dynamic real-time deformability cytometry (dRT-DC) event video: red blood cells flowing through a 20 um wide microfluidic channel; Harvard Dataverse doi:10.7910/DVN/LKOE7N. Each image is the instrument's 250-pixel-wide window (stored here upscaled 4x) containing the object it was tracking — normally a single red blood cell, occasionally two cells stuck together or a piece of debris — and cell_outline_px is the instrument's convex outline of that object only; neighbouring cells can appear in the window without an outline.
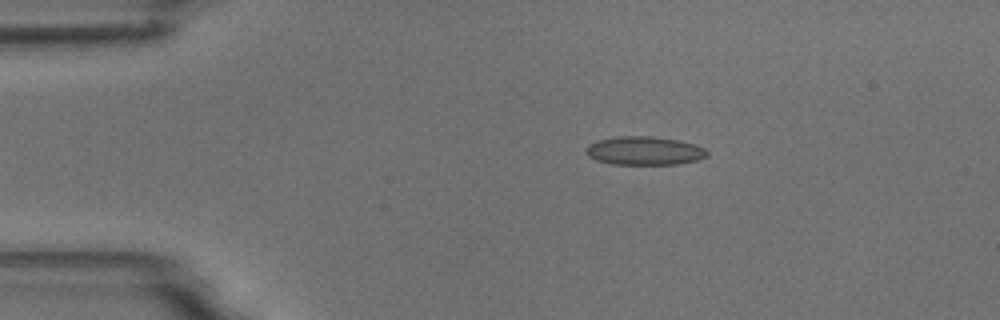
{"species": "common noctule bat (a hibernating species)", "species_latin": "Nyctalus noctula", "temperature_condition": "room temperature", "stored_images_in_passage": 6, "camera_frame_rate_fps": 3000, "um_per_image_px": 0.085, "animal": {"sex": "male", "body_mass_g": 18.8}, "frame": {"image": 1, "passage_image": 3, "time_ms": 3.0, "image_size_px": [1000, 320], "cell_outline_px": [[708, 156], [696, 160], [680, 164], [612, 164], [596, 160], [588, 156], [584, 152], [588, 144], [596, 140], [616, 136], [652, 136], [680, 140], [696, 144], [704, 148], [708, 152]], "centroid_in_image_um": [54.76, 12.8], "position_along_channel_um": 30.2, "area_um2": 20.4}}
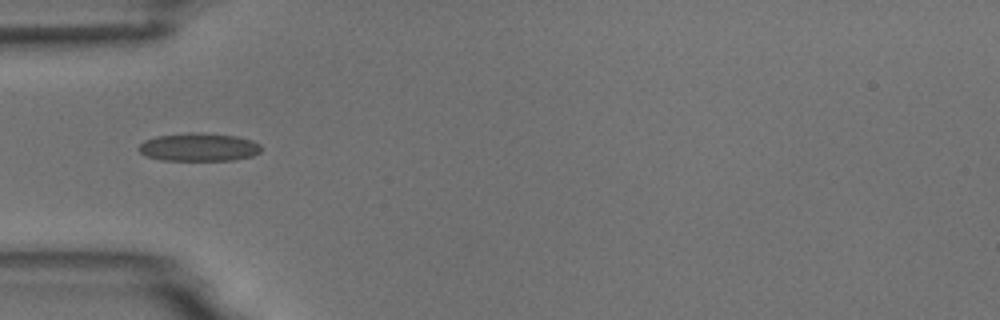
{"frame": {"image": 2, "passage_image": 5, "time_ms": 5.333, "image_size_px": [1000, 320], "cell_outline_px": [[264, 148], [260, 152], [252, 156], [232, 160], [160, 160], [144, 156], [136, 148], [144, 140], [156, 136], [188, 132], [200, 132], [236, 136], [252, 140], [260, 144]], "centroid_in_image_um": [16.88, 12.5], "position_along_channel_um": 68.1, "area_um2": 20.4}}